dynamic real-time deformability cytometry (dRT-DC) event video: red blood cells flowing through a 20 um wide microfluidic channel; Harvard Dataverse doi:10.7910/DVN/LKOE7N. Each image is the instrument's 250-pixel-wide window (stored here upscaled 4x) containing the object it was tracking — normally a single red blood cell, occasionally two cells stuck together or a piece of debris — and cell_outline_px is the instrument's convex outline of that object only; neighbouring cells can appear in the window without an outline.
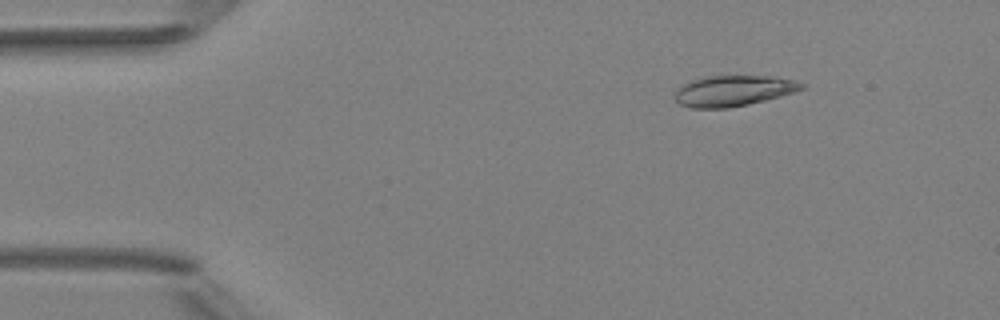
{"species": "Egyptian fruit bat (a non-hibernating species)", "species_latin": "Rousettus aegyptiacus", "temperature_condition": "room temperature", "stored_images_in_passage": 5, "camera_frame_rate_fps": 3000, "um_per_image_px": 0.085, "animal": {"sex": "female"}, "frame": {"image": 1, "passage_image": 5, "time_ms": 4.333, "image_size_px": [1000, 320], "cell_outline_px": [[804, 88], [780, 96], [748, 104], [728, 108], [688, 108], [680, 104], [676, 100], [676, 92], [684, 84], [692, 80], [704, 76], [768, 76], [796, 80], [804, 84]], "centroid_in_image_um": [62.33, 7.72], "position_along_channel_um": 22.7, "area_um2": 22.43}}